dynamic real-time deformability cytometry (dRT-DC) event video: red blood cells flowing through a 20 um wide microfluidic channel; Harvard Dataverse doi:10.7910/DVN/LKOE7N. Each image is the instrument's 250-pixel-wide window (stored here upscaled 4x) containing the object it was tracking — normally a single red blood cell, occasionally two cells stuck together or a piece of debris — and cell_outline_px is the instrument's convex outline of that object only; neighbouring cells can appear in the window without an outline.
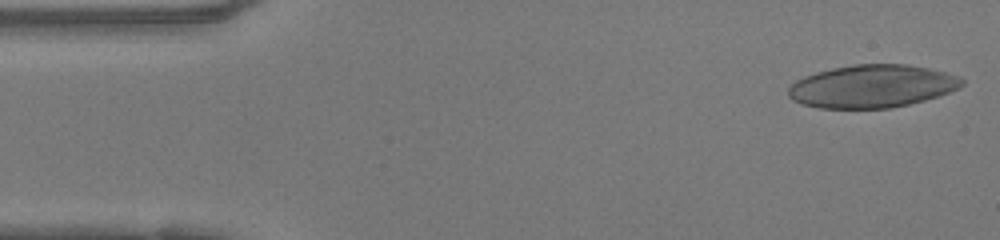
{"species": "human", "species_latin": "Homo sapiens", "temperature_condition": "warm", "stored_images_in_passage": 47, "camera_frame_rate_fps": 3000, "um_per_image_px": 0.085, "donor": {"sex": "female"}, "frame": {"image": 1, "passage_image": 1, "time_ms": 0.0, "image_size_px": [1000, 240], "cell_outline_px": [[964, 84], [960, 88], [924, 100], [908, 104], [888, 108], [820, 108], [804, 104], [792, 100], [788, 96], [788, 88], [796, 80], [804, 76], [816, 72], [832, 68], [856, 64], [904, 64], [928, 68], [960, 76], [964, 80]], "centroid_in_image_um": [74.12, 7.33], "position_along_channel_um": 10.9, "area_um2": 43.18}}
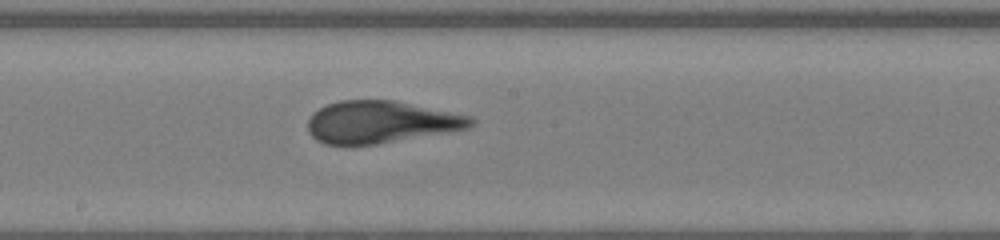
{"frame": {"image": 2, "passage_image": 24, "time_ms": 7.667, "image_size_px": [1000, 240], "cell_outline_px": [[476, 120], [468, 128], [448, 132], [376, 144], [324, 144], [316, 140], [308, 132], [308, 120], [312, 112], [328, 104], [340, 100], [396, 100], [472, 116]], "centroid_in_image_um": [32.37, 10.36], "position_along_channel_um": 215.8, "area_um2": 40.06}}
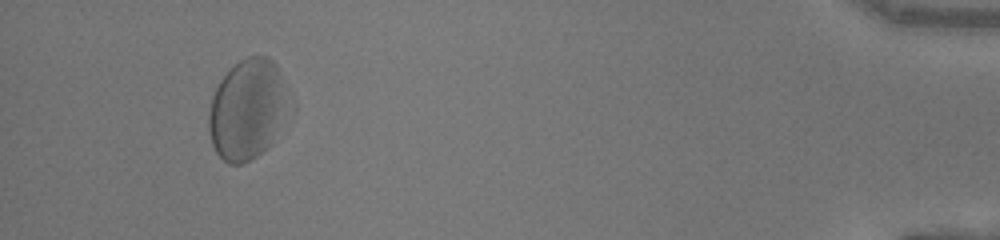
{"frame": {"image": 3, "passage_image": 44, "time_ms": 14.333, "image_size_px": [1000, 240], "cell_outline_px": [[280, 108], [268, 148], [256, 156], [240, 164], [228, 164], [216, 152], [212, 144], [208, 128], [208, 112], [212, 96], [220, 80], [240, 60], [248, 56], [268, 56], [276, 64]], "centroid_in_image_um": [20.8, 9.34], "position_along_channel_um": 414.4, "area_um2": 43.29}, "authors_computed_cell_mechanics": {"area_um2": 41.9628, "velocity_mm_per_s": 4.1139, "shape_relaxation_time_tau1_ms": 3.0762, "shape_relaxation_time_tau2_ms": 1.5307, "deformation_change_tau1": 0.1356, "deformation_change_tau2": 0.1109}}